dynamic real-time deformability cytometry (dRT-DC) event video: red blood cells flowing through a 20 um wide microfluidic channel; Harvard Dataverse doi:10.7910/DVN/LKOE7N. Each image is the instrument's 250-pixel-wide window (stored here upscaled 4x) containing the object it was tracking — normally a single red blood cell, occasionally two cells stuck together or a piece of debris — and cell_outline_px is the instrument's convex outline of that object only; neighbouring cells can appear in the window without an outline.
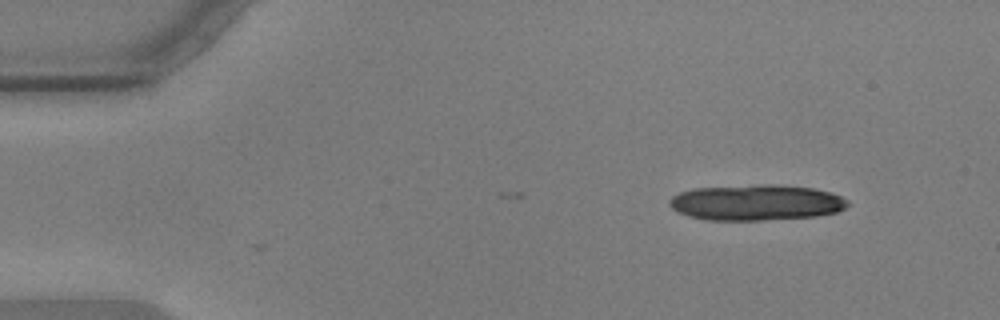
{"species": "common noctule bat (a hibernating species)", "species_latin": "Nyctalus noctula", "temperature_condition": "warm", "stored_images_in_passage": 2, "camera_frame_rate_fps": 3000, "um_per_image_px": 0.085, "animal": {"sex": "male", "body_mass_g": 17.9, "forearm_length_mm": 54.2}, "frame": {"image": 1, "passage_image": 1, "time_ms": 0.0, "image_size_px": [1000, 320], "cell_outline_px": [[848, 204], [844, 208], [836, 212], [816, 216], [764, 220], [704, 220], [688, 216], [676, 212], [668, 204], [668, 200], [672, 196], [680, 192], [692, 188], [760, 184], [772, 184], [812, 188], [832, 192], [848, 200]], "centroid_in_image_um": [64.23, 17.21], "position_along_channel_um": 20.8, "area_um2": 37.45}}